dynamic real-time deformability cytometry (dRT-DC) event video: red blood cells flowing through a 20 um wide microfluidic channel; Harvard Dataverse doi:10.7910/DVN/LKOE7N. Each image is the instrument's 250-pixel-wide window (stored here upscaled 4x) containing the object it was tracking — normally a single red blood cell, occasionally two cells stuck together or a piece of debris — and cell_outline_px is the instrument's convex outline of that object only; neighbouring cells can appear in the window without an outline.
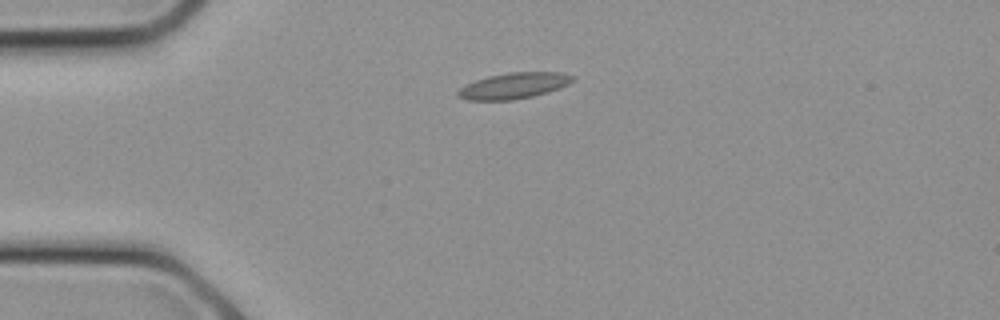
{"species": "common noctule bat (a hibernating species)", "species_latin": "Nyctalus noctula", "temperature_condition": "cold", "stored_images_in_passage": 9, "camera_frame_rate_fps": 3000, "um_per_image_px": 0.085, "animal": {"sex": "female", "body_mass_g": 21.9}, "frame": {"image": 1, "passage_image": 1, "time_ms": 0.0, "image_size_px": [1000, 320], "cell_outline_px": [[576, 80], [560, 88], [548, 92], [532, 96], [512, 100], [468, 100], [460, 96], [456, 92], [460, 88], [476, 80], [488, 76], [508, 72], [564, 72], [576, 76]], "centroid_in_image_um": [43.75, 7.27], "position_along_channel_um": 41.2, "area_um2": 17.4}}
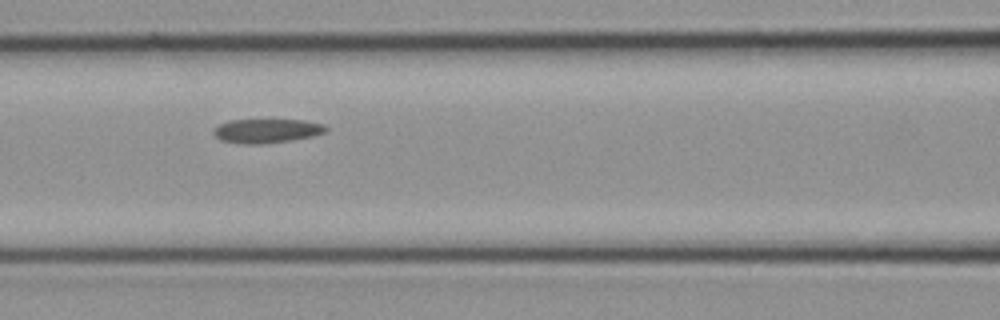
{"frame": {"image": 2, "passage_image": 6, "time_ms": 1.667, "image_size_px": [1000, 320], "cell_outline_px": [[328, 128], [324, 132], [312, 136], [292, 140], [260, 144], [244, 144], [220, 140], [212, 132], [220, 124], [228, 120], [304, 120], [324, 124]], "centroid_in_image_um": [22.67, 11.12], "position_along_channel_um": 143.9, "area_um2": 15.66}}
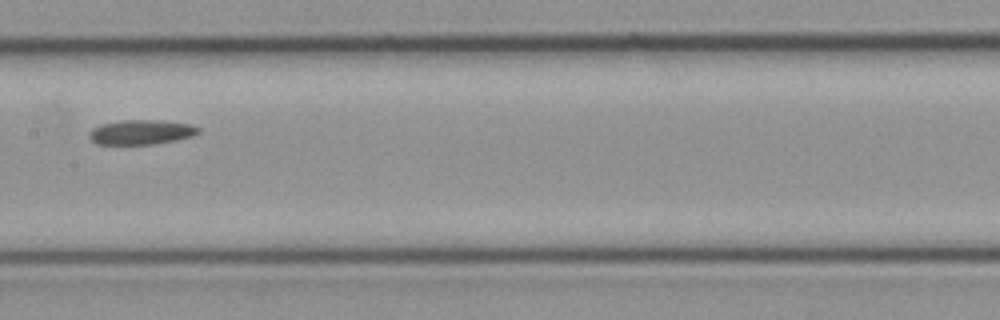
{"frame": {"image": 3, "passage_image": 8, "time_ms": 2.333, "image_size_px": [1000, 320], "cell_outline_px": [[200, 132], [192, 136], [176, 140], [152, 144], [96, 144], [88, 136], [88, 132], [92, 128], [104, 124], [120, 120], [160, 120], [192, 124], [200, 128]], "centroid_in_image_um": [12.01, 11.23], "position_along_channel_um": 195.4, "area_um2": 15.72}}